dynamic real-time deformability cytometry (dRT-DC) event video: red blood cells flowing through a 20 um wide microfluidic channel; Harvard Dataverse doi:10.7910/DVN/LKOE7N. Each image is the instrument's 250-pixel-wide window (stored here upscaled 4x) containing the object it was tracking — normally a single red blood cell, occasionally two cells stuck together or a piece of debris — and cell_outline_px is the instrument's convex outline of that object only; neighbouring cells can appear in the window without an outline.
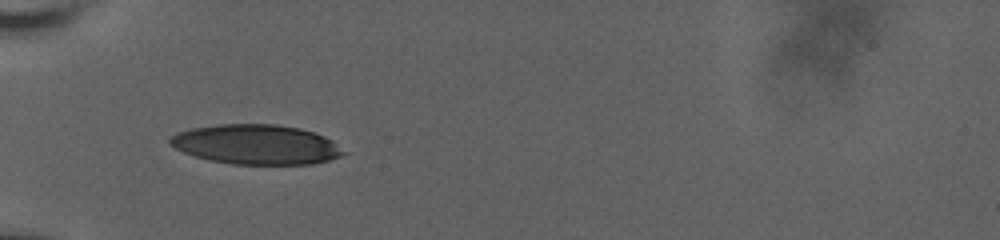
{"species": "human", "species_latin": "Homo sapiens", "temperature_condition": "room temperature", "stored_images_in_passage": 2, "camera_frame_rate_fps": 3000, "um_per_image_px": 0.085, "donor": {"sex": "male"}, "frame": {"image": 1, "passage_image": 1, "time_ms": 0.0, "image_size_px": [1000, 240], "cell_outline_px": [[348, 152], [340, 156], [328, 160], [312, 164], [232, 164], [212, 160], [196, 156], [184, 152], [168, 144], [168, 140], [172, 136], [180, 132], [192, 128], [220, 124], [276, 124], [300, 128], [324, 136], [332, 140]], "centroid_in_image_um": [21.81, 12.28], "position_along_channel_um": 63.2, "area_um2": 40.0}}